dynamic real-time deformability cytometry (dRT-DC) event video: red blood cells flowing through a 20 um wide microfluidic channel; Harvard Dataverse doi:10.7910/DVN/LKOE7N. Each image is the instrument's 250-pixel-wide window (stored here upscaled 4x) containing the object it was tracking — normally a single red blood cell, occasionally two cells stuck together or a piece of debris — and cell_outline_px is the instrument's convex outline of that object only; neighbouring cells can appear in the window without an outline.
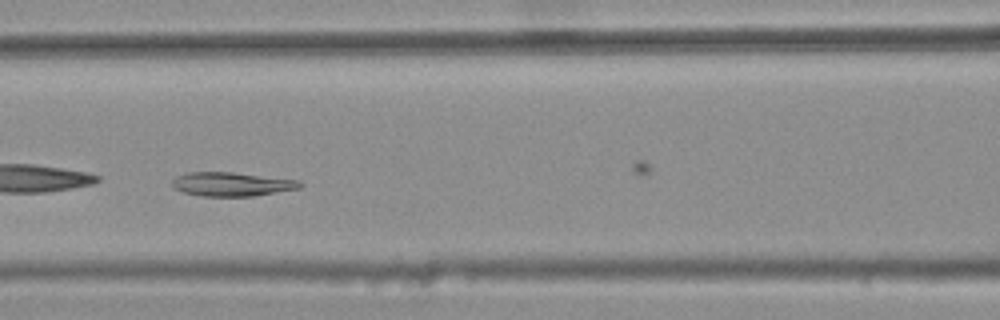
{"species": "common noctule bat (a hibernating species)", "species_latin": "Nyctalus noctula", "temperature_condition": "warm", "stored_images_in_passage": 28, "camera_frame_rate_fps": 3000, "um_per_image_px": 0.085, "animal": {"sex": "female", "body_mass_g": 25.1}, "frame": {"image": 1, "passage_image": 6, "time_ms": 1.667, "image_size_px": [1000, 320], "cell_outline_px": [[304, 184], [300, 188], [252, 196], [200, 196], [184, 192], [172, 188], [168, 184], [176, 176], [188, 172], [232, 172], [300, 180]], "centroid_in_image_um": [19.65, 15.65], "position_along_channel_um": 146.9, "area_um2": 17.98}}
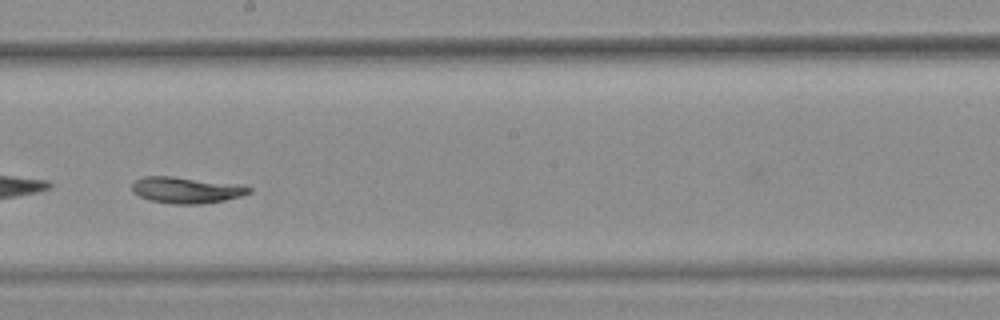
{"frame": {"image": 2, "passage_image": 13, "time_ms": 4.0, "image_size_px": [1000, 320], "cell_outline_px": [[252, 192], [240, 196], [224, 200], [200, 204], [172, 204], [148, 200], [132, 192], [132, 184], [136, 180], [144, 176], [172, 176], [244, 184], [252, 188]], "centroid_in_image_um": [15.87, 16.15], "position_along_channel_um": 232.3, "area_um2": 18.15}}